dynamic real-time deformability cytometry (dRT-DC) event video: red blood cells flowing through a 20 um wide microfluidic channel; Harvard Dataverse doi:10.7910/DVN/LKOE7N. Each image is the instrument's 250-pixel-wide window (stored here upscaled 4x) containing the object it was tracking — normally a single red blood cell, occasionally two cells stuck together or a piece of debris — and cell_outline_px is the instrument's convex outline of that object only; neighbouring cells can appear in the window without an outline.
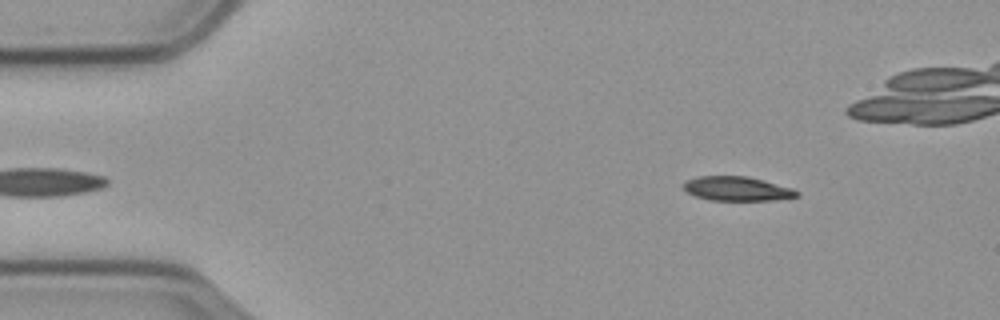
{"species": "common noctule bat (a hibernating species)", "species_latin": "Nyctalus noctula", "temperature_condition": "cold", "stored_images_in_passage": 56, "camera_frame_rate_fps": 3000, "um_per_image_px": 0.085, "animal": {"sex": "male", "body_mass_g": 23.1, "forearm_length_mm": 52.7}, "frame": {"image": 1, "passage_image": 5, "time_ms": 1.333, "image_size_px": [1000, 320], "cell_outline_px": [[800, 196], [772, 200], [712, 200], [696, 196], [688, 192], [684, 188], [684, 180], [696, 176], [748, 176], [792, 188], [800, 192]], "centroid_in_image_um": [62.65, 16.03], "position_along_channel_um": 22.3, "area_um2": 15.95}}
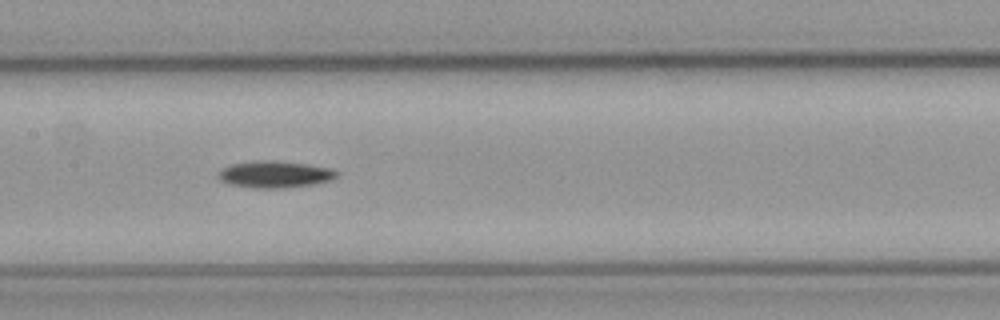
{"frame": {"image": 2, "passage_image": 25, "time_ms": 8.0, "image_size_px": [1000, 320], "cell_outline_px": [[336, 176], [328, 180], [312, 184], [284, 188], [256, 188], [228, 184], [220, 180], [220, 172], [224, 168], [232, 164], [256, 160], [276, 160], [308, 164], [328, 168], [336, 172]], "centroid_in_image_um": [23.33, 14.81], "position_along_channel_um": 184.1, "area_um2": 18.15}}
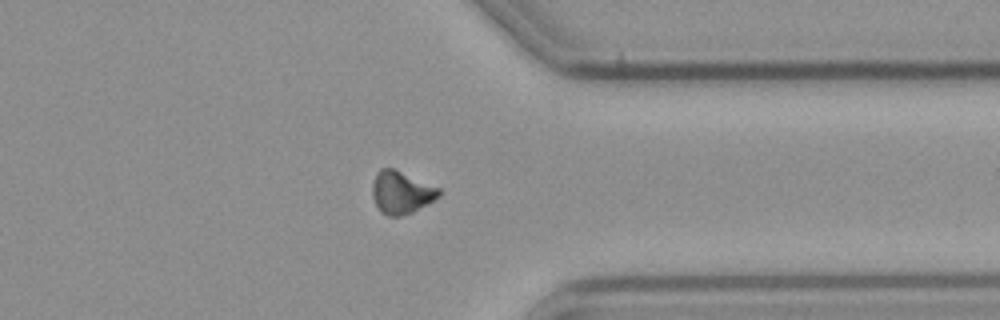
{"frame": {"image": 3, "passage_image": 42, "time_ms": 13.667, "image_size_px": [1000, 320], "cell_outline_px": [[440, 196], [412, 212], [400, 216], [388, 216], [380, 212], [372, 196], [372, 184], [376, 172], [380, 168], [392, 168], [440, 188]], "centroid_in_image_um": [34.07, 16.36], "position_along_channel_um": 377.3, "area_um2": 16.36}, "authors_computed_cell_mechanics": {"area_um2": 16.9643, "velocity_mm_per_s": 3.5324, "shape_relaxation_time_tau1_ms": 5.1242, "shape_relaxation_time_tau2_ms": null, "deformation_change_tau1": 0.1064, "deformation_change_tau2": null}}